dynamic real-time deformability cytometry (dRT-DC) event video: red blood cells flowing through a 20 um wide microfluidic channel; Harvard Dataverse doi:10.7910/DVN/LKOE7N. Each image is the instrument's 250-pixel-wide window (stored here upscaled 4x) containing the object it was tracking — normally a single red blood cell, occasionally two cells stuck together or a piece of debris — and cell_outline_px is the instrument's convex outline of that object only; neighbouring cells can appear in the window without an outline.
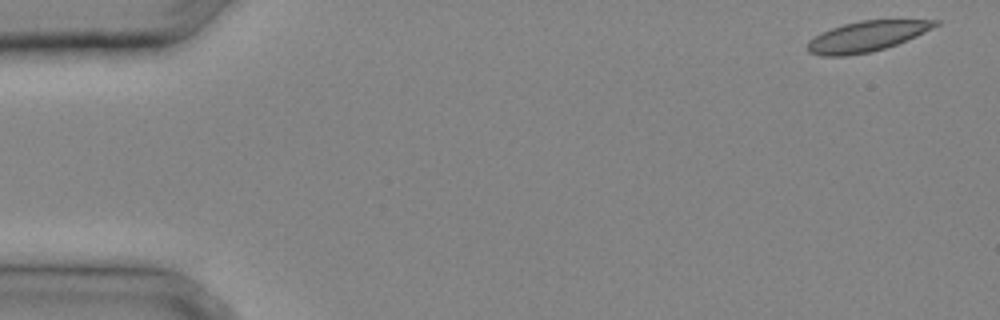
{"species": "common noctule bat (a hibernating species)", "species_latin": "Nyctalus noctula", "temperature_condition": "cold", "stored_images_in_passage": 10, "camera_frame_rate_fps": 3000, "um_per_image_px": 0.085, "animal": {"sex": "male", "body_mass_g": 20.4}, "frame": {"image": 1, "passage_image": 1, "time_ms": 0.0, "image_size_px": [1000, 320], "cell_outline_px": [[940, 24], [916, 36], [896, 44], [884, 48], [868, 52], [848, 56], [820, 56], [808, 52], [808, 40], [820, 32], [844, 24], [860, 20], [940, 20]], "centroid_in_image_um": [73.63, 3.09], "position_along_channel_um": 11.4, "area_um2": 22.48}}
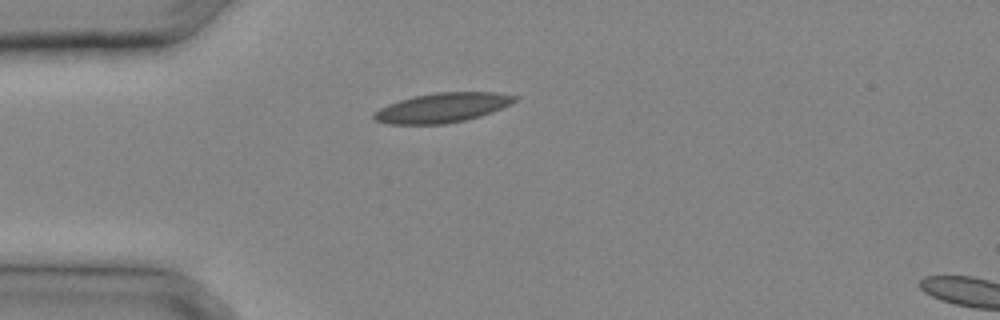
{"frame": {"image": 2, "passage_image": 8, "time_ms": 2.333, "image_size_px": [1000, 320], "cell_outline_px": [[520, 96], [512, 104], [492, 112], [480, 116], [464, 120], [444, 124], [384, 124], [376, 120], [372, 116], [372, 112], [388, 104], [400, 100], [416, 96], [436, 92], [496, 92]], "centroid_in_image_um": [37.61, 9.15], "position_along_channel_um": 47.4, "area_um2": 24.33}}